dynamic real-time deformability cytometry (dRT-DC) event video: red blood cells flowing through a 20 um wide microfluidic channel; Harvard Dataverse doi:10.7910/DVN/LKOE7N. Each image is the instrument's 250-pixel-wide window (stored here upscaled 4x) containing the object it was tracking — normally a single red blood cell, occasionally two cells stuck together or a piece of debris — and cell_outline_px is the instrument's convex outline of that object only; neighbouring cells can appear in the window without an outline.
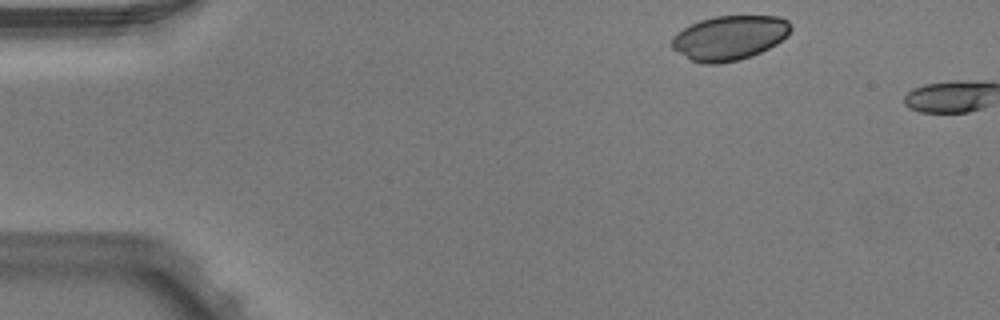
{"species": "Egyptian fruit bat (a non-hibernating species)", "species_latin": "Rousettus aegyptiacus", "temperature_condition": "warm", "stored_images_in_passage": 2, "camera_frame_rate_fps": 3000, "um_per_image_px": 0.085, "animal": {"sex": "male"}, "frame": {"image": 1, "passage_image": 1, "time_ms": 0.0, "image_size_px": [1000, 320], "cell_outline_px": [[792, 28], [788, 36], [776, 44], [752, 56], [740, 60], [716, 64], [708, 64], [692, 60], [672, 48], [672, 40], [684, 28], [700, 20], [716, 16], [780, 16], [788, 20]], "centroid_in_image_um": [62.07, 3.21], "position_along_channel_um": 22.9, "area_um2": 30.58}}